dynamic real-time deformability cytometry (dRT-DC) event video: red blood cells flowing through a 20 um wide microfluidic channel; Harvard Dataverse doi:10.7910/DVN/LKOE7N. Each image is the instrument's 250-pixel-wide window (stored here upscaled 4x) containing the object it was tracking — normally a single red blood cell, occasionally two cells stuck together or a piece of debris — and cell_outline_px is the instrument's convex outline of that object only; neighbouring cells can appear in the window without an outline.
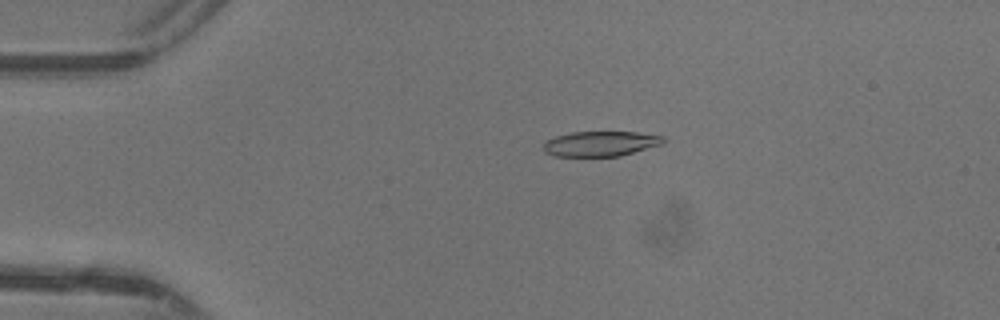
{"species": "common noctule bat (a hibernating species)", "species_latin": "Nyctalus noctula", "temperature_condition": "warm", "stored_images_in_passage": 48, "camera_frame_rate_fps": 3000, "um_per_image_px": 0.085, "animal": {"sex": "female"}, "frame": {"image": 1, "passage_image": 11, "time_ms": 3.333, "image_size_px": [1000, 320], "cell_outline_px": [[664, 144], [620, 156], [556, 156], [544, 152], [544, 144], [548, 140], [556, 136], [572, 132], [636, 132], [664, 136]], "centroid_in_image_um": [51.08, 12.21], "position_along_channel_um": 33.9, "area_um2": 17.46}}
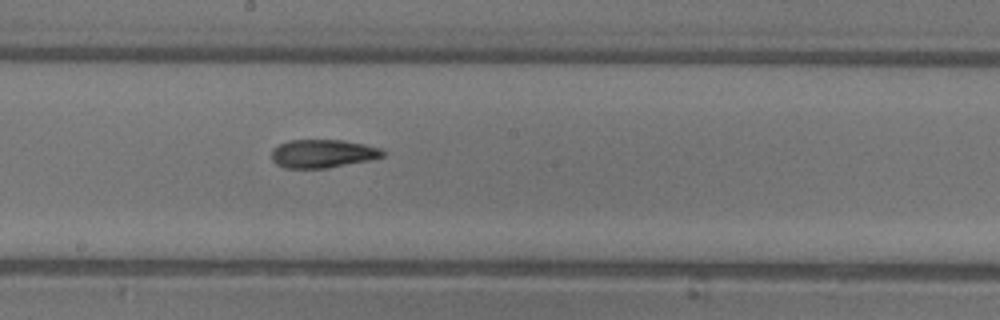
{"frame": {"image": 2, "passage_image": 27, "time_ms": 8.667, "image_size_px": [1000, 320], "cell_outline_px": [[384, 156], [368, 160], [328, 168], [284, 168], [276, 164], [272, 160], [272, 152], [280, 144], [288, 140], [344, 140], [364, 144], [380, 148], [384, 152]], "centroid_in_image_um": [27.42, 13.06], "position_along_channel_um": 220.8, "area_um2": 18.21}}
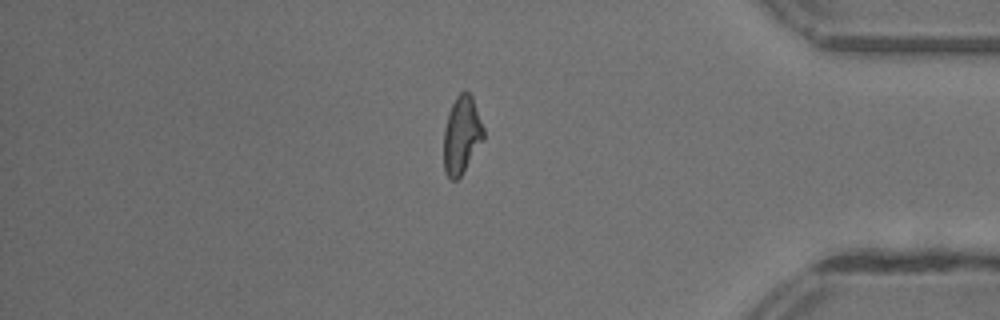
{"frame": {"image": 3, "passage_image": 41, "time_ms": 13.333, "image_size_px": [1000, 320], "cell_outline_px": [[484, 140], [460, 176], [456, 180], [452, 180], [444, 172], [444, 128], [448, 112], [456, 96], [460, 92], [468, 92], [472, 96], [484, 128]], "centroid_in_image_um": [39.24, 11.47], "position_along_channel_um": 396.0, "area_um2": 17.98}}